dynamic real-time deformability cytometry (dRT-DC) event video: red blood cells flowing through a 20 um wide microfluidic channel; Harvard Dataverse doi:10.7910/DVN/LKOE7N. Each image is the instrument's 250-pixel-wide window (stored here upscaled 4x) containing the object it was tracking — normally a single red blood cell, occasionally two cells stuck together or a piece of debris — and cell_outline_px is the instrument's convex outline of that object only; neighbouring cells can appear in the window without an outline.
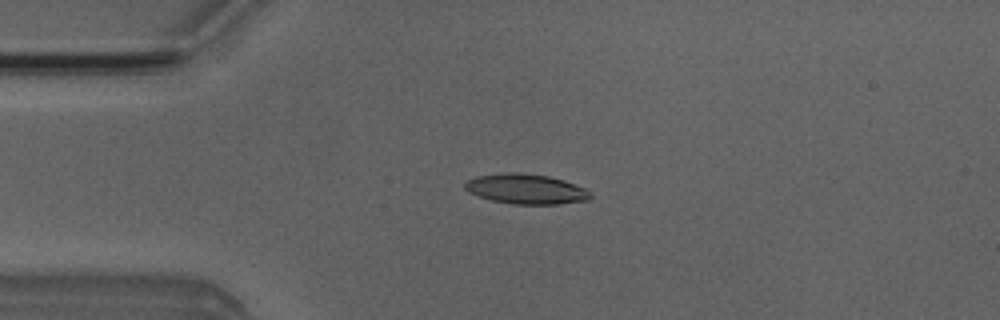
{"species": "Egyptian fruit bat (a non-hibernating species)", "species_latin": "Rousettus aegyptiacus", "temperature_condition": "room temperature", "stored_images_in_passage": 5, "camera_frame_rate_fps": 3000, "um_per_image_px": 0.085, "animal": {"sex": "male"}, "frame": {"image": 1, "passage_image": 4, "time_ms": 3.667, "image_size_px": [1000, 320], "cell_outline_px": [[592, 196], [588, 200], [560, 204], [512, 204], [492, 200], [468, 192], [464, 188], [464, 184], [468, 180], [476, 176], [504, 172], [516, 172], [548, 176], [564, 180], [584, 188], [592, 192]], "centroid_in_image_um": [44.72, 16.06], "position_along_channel_um": 40.3, "area_um2": 21.96}}